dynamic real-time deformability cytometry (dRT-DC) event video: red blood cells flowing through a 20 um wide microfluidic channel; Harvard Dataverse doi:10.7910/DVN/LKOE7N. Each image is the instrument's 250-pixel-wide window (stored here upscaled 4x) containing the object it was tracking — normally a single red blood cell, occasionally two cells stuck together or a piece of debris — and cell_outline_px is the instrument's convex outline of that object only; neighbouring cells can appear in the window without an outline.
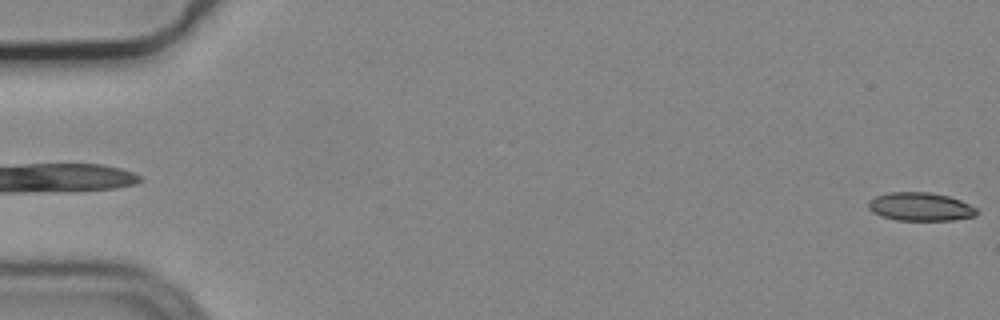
{"species": "common noctule bat (a hibernating species)", "species_latin": "Nyctalus noctula", "temperature_condition": "cold", "stored_images_in_passage": 5, "segment_of_instrument_passage": [2, 2], "camera_frame_rate_fps": 3000, "um_per_image_px": 0.085, "animal": {"sex": "male", "body_mass_g": 19.2, "forearm_length_mm": 51.8}, "frame": {"image": 1, "passage_image": 5, "time_ms": 1.333, "image_size_px": [1000, 320], "cell_outline_px": [[980, 212], [976, 216], [952, 220], [896, 220], [880, 216], [872, 212], [868, 208], [868, 200], [876, 196], [888, 192], [928, 192], [948, 196], [960, 200], [976, 208]], "centroid_in_image_um": [78.22, 17.57], "position_along_channel_um": 6.8, "area_um2": 18.03}}